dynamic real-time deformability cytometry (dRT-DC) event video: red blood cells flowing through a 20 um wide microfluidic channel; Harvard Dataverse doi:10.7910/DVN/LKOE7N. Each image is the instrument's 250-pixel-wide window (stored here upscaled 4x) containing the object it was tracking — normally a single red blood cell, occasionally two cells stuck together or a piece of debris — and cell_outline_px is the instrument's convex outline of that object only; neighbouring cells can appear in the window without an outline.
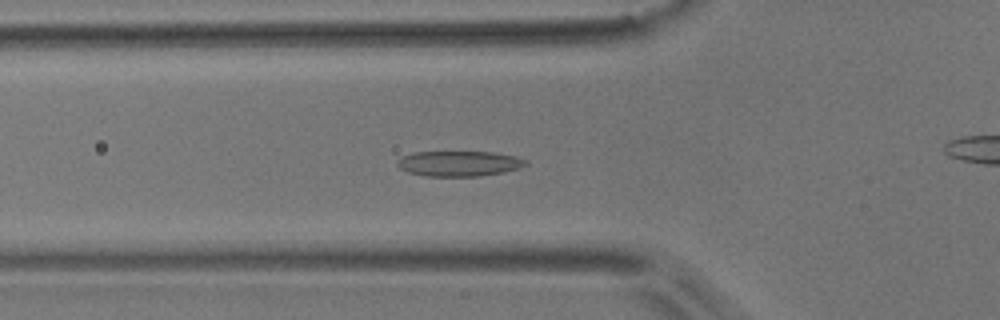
{"species": "common noctule bat (a hibernating species)", "species_latin": "Nyctalus noctula", "temperature_condition": "room temperature", "stored_images_in_passage": 44, "camera_frame_rate_fps": 3000, "um_per_image_px": 0.085, "animal": {"sex": "male", "body_mass_g": 17.9}, "frame": {"image": 1, "passage_image": 7, "time_ms": 2.0, "image_size_px": [1000, 320], "cell_outline_px": [[528, 164], [520, 168], [504, 172], [480, 176], [424, 176], [408, 172], [400, 168], [396, 164], [396, 160], [400, 156], [412, 152], [492, 152], [516, 156], [528, 160]], "centroid_in_image_um": [39.01, 13.9], "position_along_channel_um": 86.8, "area_um2": 19.19}}
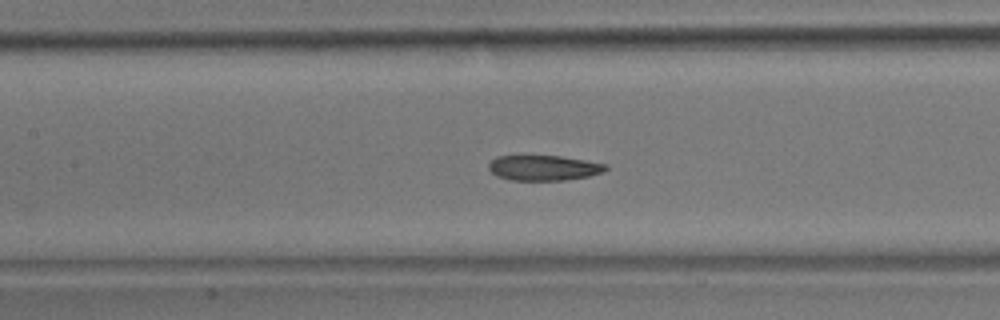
{"frame": {"image": 2, "passage_image": 13, "time_ms": 4.0, "image_size_px": [1000, 320], "cell_outline_px": [[608, 168], [604, 172], [588, 176], [568, 180], [508, 180], [496, 176], [488, 168], [488, 164], [496, 156], [560, 156], [608, 164]], "centroid_in_image_um": [46.22, 14.27], "position_along_channel_um": 161.2, "area_um2": 17.28}}
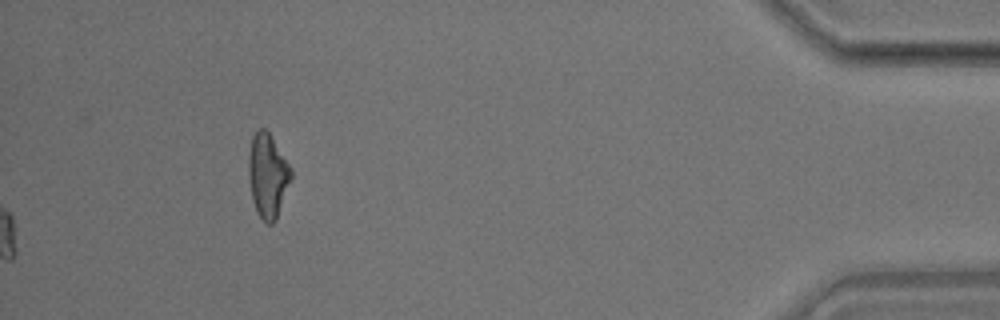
{"frame": {"image": 3, "passage_image": 44, "time_ms": 14.333, "image_size_px": [1000, 320], "cell_outline_px": [[292, 180], [276, 220], [272, 224], [268, 224], [256, 212], [252, 200], [248, 176], [248, 156], [252, 136], [260, 128], [264, 128], [268, 132], [292, 168]], "centroid_in_image_um": [22.76, 14.95], "position_along_channel_um": 412.4, "area_um2": 20.98}, "authors_computed_cell_mechanics": {"area_um2": 18.0625, "velocity_mm_per_s": 3.6815, "shape_relaxation_time_tau1_ms": 10.9005, "shape_relaxation_time_tau2_ms": 3.0318, "deformation_change_tau1": 0.2076, "deformation_change_tau2": 0.096}}